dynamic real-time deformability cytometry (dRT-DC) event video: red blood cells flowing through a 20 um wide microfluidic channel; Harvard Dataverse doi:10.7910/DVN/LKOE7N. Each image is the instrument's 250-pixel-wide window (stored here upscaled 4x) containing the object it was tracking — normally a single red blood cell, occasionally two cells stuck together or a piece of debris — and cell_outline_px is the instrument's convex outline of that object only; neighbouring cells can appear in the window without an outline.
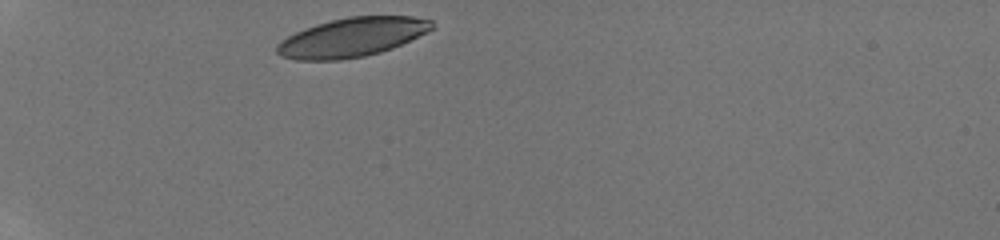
{"species": "human", "species_latin": "Homo sapiens", "temperature_condition": "room temperature", "stored_images_in_passage": 5, "camera_frame_rate_fps": 3000, "um_per_image_px": 0.085, "donor": {"sex": "male"}, "frame": {"image": 1, "passage_image": 1, "time_ms": 0.0, "image_size_px": [1000, 240], "cell_outline_px": [[436, 28], [392, 48], [380, 52], [364, 56], [340, 60], [296, 60], [280, 56], [276, 52], [276, 44], [280, 40], [304, 28], [316, 24], [348, 16], [412, 16], [432, 20]], "centroid_in_image_um": [29.91, 3.17], "position_along_channel_um": 55.1, "area_um2": 35.37}}
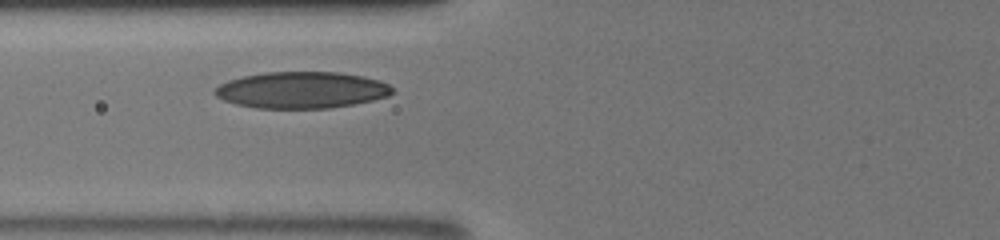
{"frame": {"image": 2, "passage_image": 4, "time_ms": 2.0, "image_size_px": [1000, 240], "cell_outline_px": [[392, 92], [388, 96], [372, 100], [352, 104], [328, 108], [256, 108], [236, 104], [224, 100], [216, 96], [212, 92], [220, 84], [228, 80], [244, 76], [264, 72], [336, 72], [360, 76], [380, 80], [388, 84], [392, 88]], "centroid_in_image_um": [25.6, 7.65], "position_along_channel_um": 100.2, "area_um2": 37.57}}